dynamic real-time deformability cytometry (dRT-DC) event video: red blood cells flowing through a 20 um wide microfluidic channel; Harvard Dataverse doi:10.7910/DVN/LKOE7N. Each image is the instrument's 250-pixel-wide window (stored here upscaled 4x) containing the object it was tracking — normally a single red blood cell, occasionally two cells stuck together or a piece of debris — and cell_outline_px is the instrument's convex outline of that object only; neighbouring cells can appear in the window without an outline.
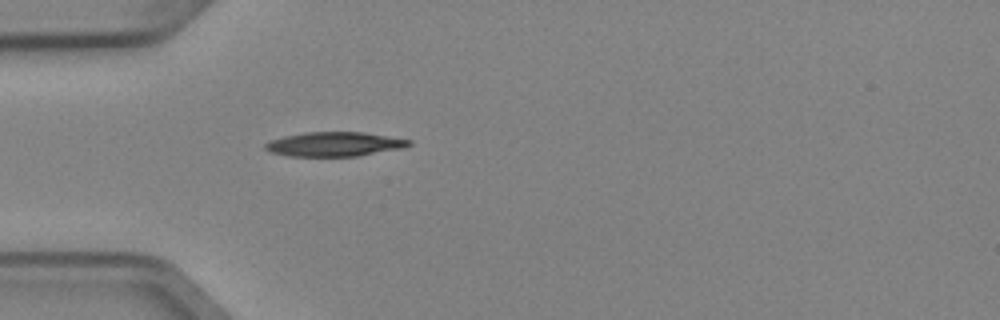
{"species": "Egyptian fruit bat (a non-hibernating species)", "species_latin": "Rousettus aegyptiacus", "temperature_condition": "cold", "stored_images_in_passage": 1, "camera_frame_rate_fps": 3000, "um_per_image_px": 0.085, "animal": {"sex": "female"}, "frame": {"image": 1, "passage_image": 1, "time_ms": 0.0, "image_size_px": [1000, 320], "cell_outline_px": [[412, 144], [404, 148], [360, 156], [288, 156], [272, 152], [264, 148], [264, 144], [272, 140], [284, 136], [304, 132], [364, 132], [412, 140]], "centroid_in_image_um": [28.47, 12.25], "position_along_channel_um": 56.5, "area_um2": 20.46}}